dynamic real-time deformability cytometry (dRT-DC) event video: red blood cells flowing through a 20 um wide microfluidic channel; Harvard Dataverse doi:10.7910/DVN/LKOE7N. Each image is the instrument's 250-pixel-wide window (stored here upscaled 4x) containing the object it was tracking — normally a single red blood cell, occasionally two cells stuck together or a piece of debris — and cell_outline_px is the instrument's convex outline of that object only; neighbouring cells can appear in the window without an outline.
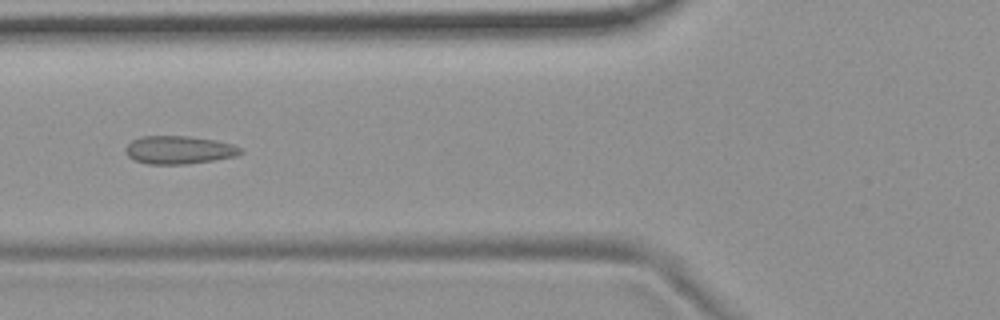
{"species": "common noctule bat (a hibernating species)", "species_latin": "Nyctalus noctula", "temperature_condition": "room temperature", "stored_images_in_passage": 55, "camera_frame_rate_fps": 3000, "um_per_image_px": 0.085, "animal": {"sex": "female", "body_mass_g": 19.9}, "frame": {"image": 1, "passage_image": 21, "time_ms": 6.667, "image_size_px": [1000, 320], "cell_outline_px": [[244, 152], [236, 156], [212, 160], [184, 164], [148, 164], [136, 160], [128, 156], [124, 152], [124, 148], [132, 140], [140, 136], [188, 136], [216, 140], [232, 144], [240, 148]], "centroid_in_image_um": [15.19, 12.73], "position_along_channel_um": 110.6, "area_um2": 18.79}}
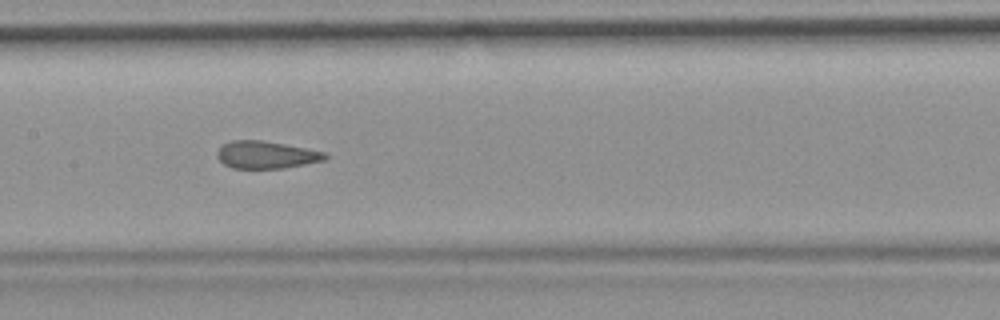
{"frame": {"image": 2, "passage_image": 27, "time_ms": 8.667, "image_size_px": [1000, 320], "cell_outline_px": [[328, 156], [324, 160], [284, 168], [232, 168], [224, 164], [216, 156], [216, 152], [224, 144], [232, 140], [264, 140], [324, 152]], "centroid_in_image_um": [22.59, 13.16], "position_along_channel_um": 184.8, "area_um2": 17.05}}
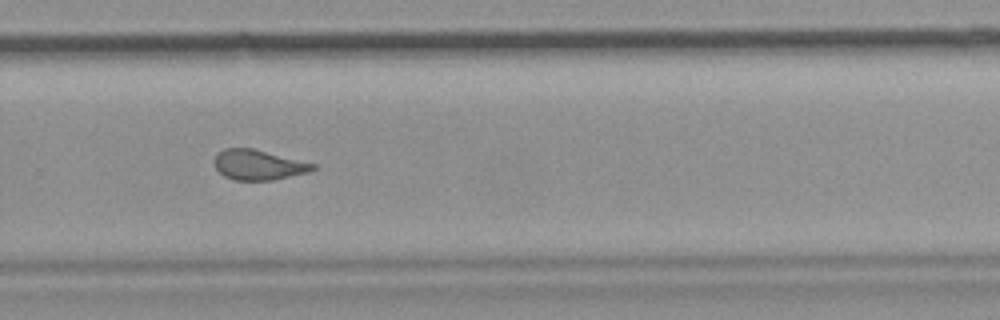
{"frame": {"image": 3, "passage_image": 37, "time_ms": 12.0, "image_size_px": [1000, 320], "cell_outline_px": [[316, 168], [308, 172], [272, 180], [236, 180], [224, 176], [216, 168], [216, 152], [224, 148], [252, 148], [316, 164]], "centroid_in_image_um": [21.96, 14.0], "position_along_channel_um": 307.8, "area_um2": 17.05}, "authors_computed_cell_mechanics": {"area_um2": 18.6116, "velocity_mm_per_s": 3.7086, "shape_relaxation_time_tau1_ms": null, "shape_relaxation_time_tau2_ms": 0.8913, "deformation_change_tau1": null, "deformation_change_tau2": 0.0893}}